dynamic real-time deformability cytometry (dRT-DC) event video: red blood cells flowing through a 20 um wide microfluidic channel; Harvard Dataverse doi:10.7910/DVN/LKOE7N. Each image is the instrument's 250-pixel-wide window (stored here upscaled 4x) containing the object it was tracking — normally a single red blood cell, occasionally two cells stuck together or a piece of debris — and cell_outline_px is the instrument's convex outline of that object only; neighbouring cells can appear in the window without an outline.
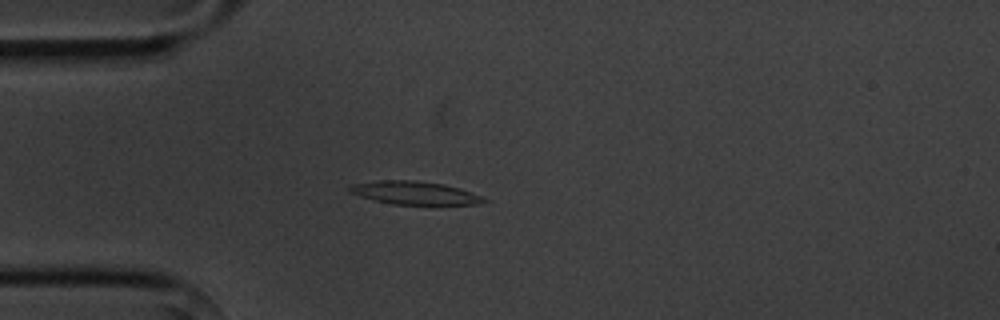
{"species": "common noctule bat (a hibernating species)", "species_latin": "Nyctalus noctula", "temperature_condition": "cold", "stored_images_in_passage": 4, "camera_frame_rate_fps": 3000, "um_per_image_px": 0.085, "animal": {"sex": "male", "body_mass_g": 20.1, "forearm_length_mm": 53.5}, "frame": {"image": 1, "passage_image": 4, "time_ms": 4.333, "image_size_px": [1000, 320], "cell_outline_px": [[488, 200], [472, 204], [392, 204], [360, 196], [348, 192], [348, 188], [356, 184], [376, 180], [416, 180], [444, 184], [460, 188], [480, 196]], "centroid_in_image_um": [35.2, 16.38], "position_along_channel_um": 49.8, "area_um2": 17.74}}